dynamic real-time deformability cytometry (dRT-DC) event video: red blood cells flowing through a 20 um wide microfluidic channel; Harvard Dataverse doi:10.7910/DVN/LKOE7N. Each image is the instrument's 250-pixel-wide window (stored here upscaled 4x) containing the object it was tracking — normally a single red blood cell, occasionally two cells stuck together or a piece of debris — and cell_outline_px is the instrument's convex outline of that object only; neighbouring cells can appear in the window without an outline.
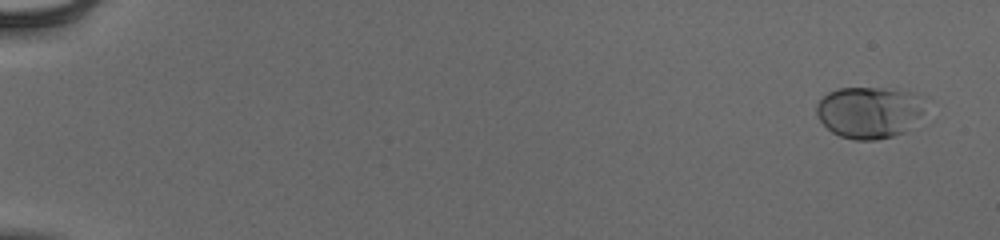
{"species": "human", "species_latin": "Homo sapiens", "temperature_condition": "cold", "stored_images_in_passage": 55, "camera_frame_rate_fps": 3000, "um_per_image_px": 0.085, "donor": {"sex": "male"}, "frame": {"image": 1, "passage_image": 3, "time_ms": 0.667, "image_size_px": [1000, 240], "cell_outline_px": [[924, 112], [904, 132], [892, 136], [876, 140], [852, 140], [840, 136], [832, 132], [820, 120], [816, 112], [816, 104], [828, 92], [836, 88], [880, 88], [900, 92], [920, 108]], "centroid_in_image_um": [73.69, 9.6], "position_along_channel_um": 11.3, "area_um2": 31.15}}
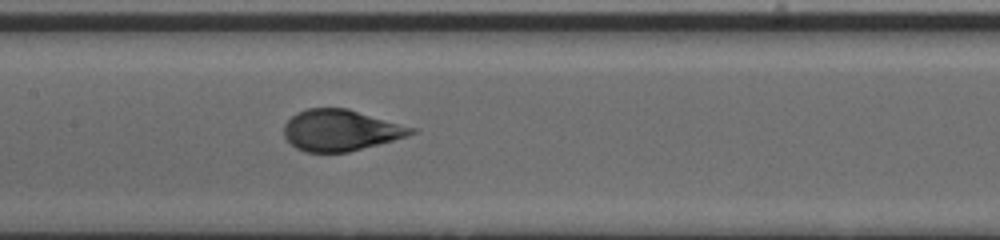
{"frame": {"image": 2, "passage_image": 30, "time_ms": 9.667, "image_size_px": [1000, 240], "cell_outline_px": [[420, 128], [416, 132], [392, 140], [348, 152], [304, 152], [296, 148], [284, 136], [284, 124], [296, 112], [308, 108], [348, 108]], "centroid_in_image_um": [28.97, 11.05], "position_along_channel_um": 178.4, "area_um2": 30.69}}
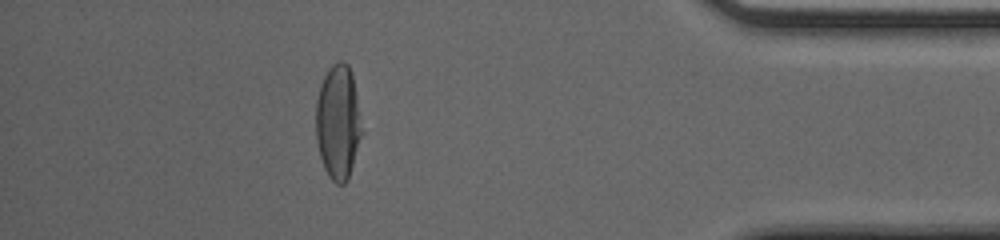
{"frame": {"image": 3, "passage_image": 50, "time_ms": 16.333, "image_size_px": [1000, 240], "cell_outline_px": [[360, 136], [348, 180], [344, 184], [336, 184], [328, 176], [324, 168], [320, 156], [316, 140], [316, 100], [320, 84], [328, 68], [332, 64], [340, 60], [344, 60], [348, 64], [352, 76], [356, 96], [360, 132]], "centroid_in_image_um": [28.68, 10.37], "position_along_channel_um": 406.5, "area_um2": 30.06}, "authors_computed_cell_mechanics": {"area_um2": 31.0964, "velocity_mm_per_s": 3.9284, "shape_relaxation_time_tau1_ms": 5.8405, "shape_relaxation_time_tau2_ms": null, "deformation_change_tau1": 0.2147, "deformation_change_tau2": null}}